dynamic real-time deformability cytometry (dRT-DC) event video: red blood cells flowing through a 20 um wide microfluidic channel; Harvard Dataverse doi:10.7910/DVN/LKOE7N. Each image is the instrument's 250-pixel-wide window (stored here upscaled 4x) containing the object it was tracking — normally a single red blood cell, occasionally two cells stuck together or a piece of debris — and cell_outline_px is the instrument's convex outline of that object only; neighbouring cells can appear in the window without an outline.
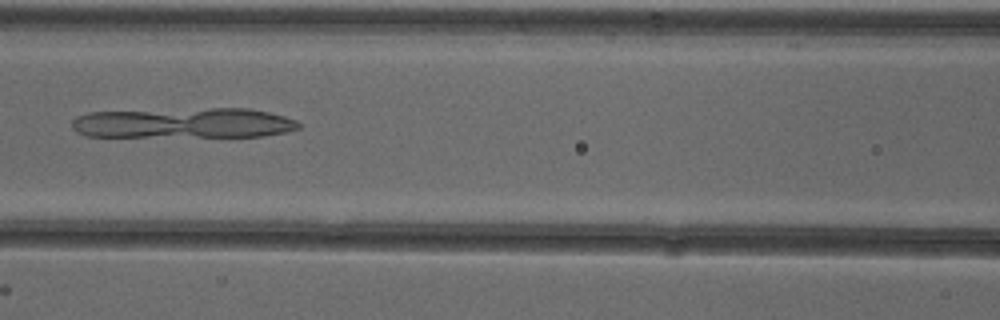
{"species": "common noctule bat (a hibernating species)", "species_latin": "Nyctalus noctula", "temperature_condition": "cold", "stored_images_in_passage": 52, "camera_frame_rate_fps": 3000, "um_per_image_px": 0.085, "animal": {"sex": "female"}, "frame": {"image": 1, "passage_image": 23, "time_ms": 7.333, "image_size_px": [1000, 320], "cell_outline_px": [[300, 128], [284, 132], [264, 136], [88, 136], [76, 132], [72, 128], [72, 120], [76, 116], [88, 112], [212, 108], [248, 108], [268, 112], [284, 116], [296, 120], [300, 124]], "centroid_in_image_um": [15.61, 10.45], "position_along_channel_um": 151.0, "area_um2": 39.94}}
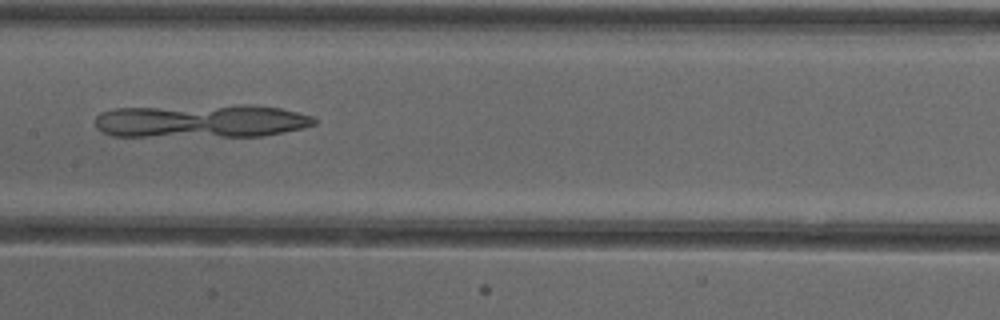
{"frame": {"image": 2, "passage_image": 26, "time_ms": 8.333, "image_size_px": [1000, 320], "cell_outline_px": [[316, 124], [304, 128], [264, 136], [112, 136], [96, 128], [96, 116], [100, 112], [116, 108], [240, 104], [252, 104], [280, 108], [312, 116], [316, 120]], "centroid_in_image_um": [17.13, 10.28], "position_along_channel_um": 190.3, "area_um2": 42.95}}